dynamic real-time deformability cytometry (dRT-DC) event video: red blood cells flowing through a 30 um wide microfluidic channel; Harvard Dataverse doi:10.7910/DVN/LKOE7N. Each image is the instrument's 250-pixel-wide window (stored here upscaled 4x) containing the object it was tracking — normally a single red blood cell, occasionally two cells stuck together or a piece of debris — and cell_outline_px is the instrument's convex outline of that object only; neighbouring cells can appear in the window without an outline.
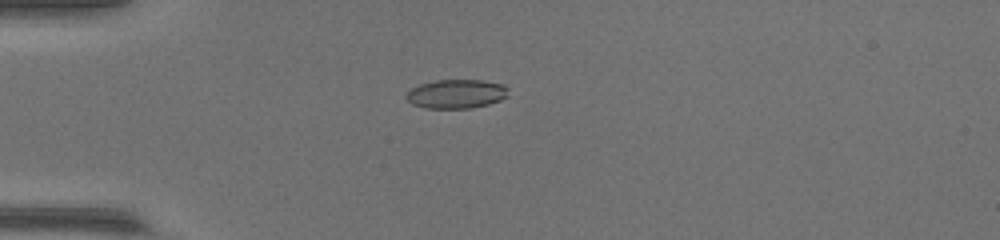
{"species": "common noctule bat (a hibernating species)", "species_latin": "Nyctalus noctula", "temperature_condition": "warm", "stored_images_in_passage": 41, "camera_frame_rate_fps": 3000, "um_per_image_px": 0.085, "animal": {"sex": "female", "body_mass_g": 17.0, "forearm_length_mm": 48.0}, "frame": {"image": 1, "passage_image": 2, "time_ms": 0.333, "image_size_px": [1000, 240], "cell_outline_px": [[508, 96], [500, 100], [488, 104], [468, 108], [424, 108], [412, 104], [404, 96], [412, 88], [420, 84], [436, 80], [480, 80], [504, 84], [508, 88]], "centroid_in_image_um": [38.79, 7.98], "position_along_channel_um": 46.2, "area_um2": 17.22}}
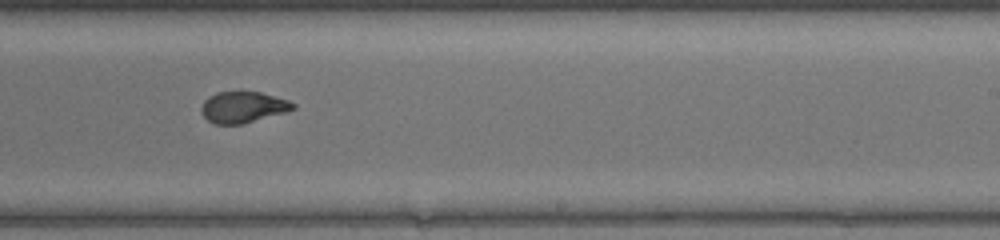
{"frame": {"image": 2, "passage_image": 21, "time_ms": 6.667, "image_size_px": [1000, 240], "cell_outline_px": [[296, 108], [284, 112], [244, 124], [212, 124], [204, 116], [200, 108], [204, 100], [208, 96], [216, 92], [260, 92], [288, 100], [296, 104]], "centroid_in_image_um": [20.63, 9.11], "position_along_channel_um": 268.4, "area_um2": 16.65}}
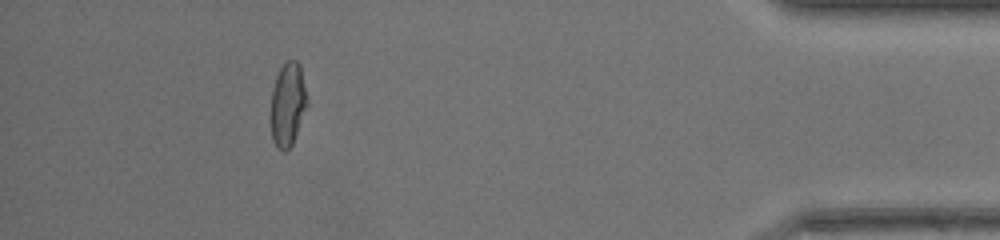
{"frame": {"image": 3, "passage_image": 36, "time_ms": 11.667, "image_size_px": [1000, 240], "cell_outline_px": [[308, 104], [292, 144], [284, 152], [276, 148], [272, 140], [272, 92], [276, 76], [280, 68], [288, 60], [296, 60], [300, 64], [308, 100]], "centroid_in_image_um": [24.48, 8.87], "position_along_channel_um": 410.7, "area_um2": 17.51}}